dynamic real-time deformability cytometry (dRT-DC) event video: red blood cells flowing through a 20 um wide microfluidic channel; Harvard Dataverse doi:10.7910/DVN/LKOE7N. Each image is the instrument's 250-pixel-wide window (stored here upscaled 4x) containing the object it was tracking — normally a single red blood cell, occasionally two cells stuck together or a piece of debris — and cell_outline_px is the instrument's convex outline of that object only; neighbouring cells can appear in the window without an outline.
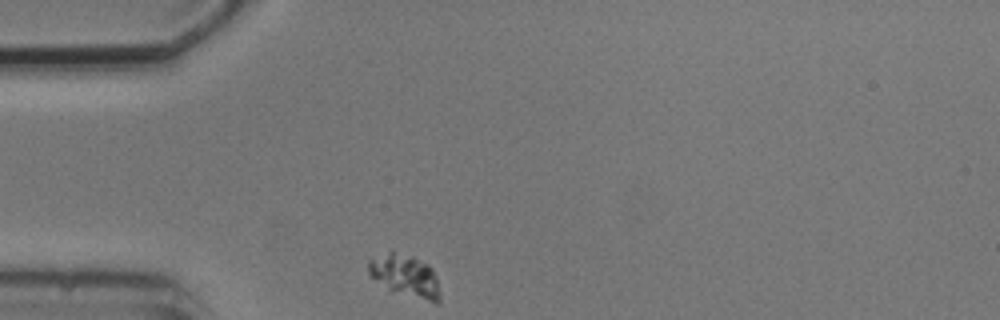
{"species": "common noctule bat (a hibernating species)", "species_latin": "Nyctalus noctula", "temperature_condition": "cold", "stored_images_in_passage": 3, "camera_frame_rate_fps": 3000, "um_per_image_px": 0.085, "animal": {"sex": "male", "body_mass_g": 20.5, "forearm_length_mm": 52.5}, "frame": {"image": 1, "passage_image": 1, "time_ms": 0.0, "image_size_px": [1000, 320], "cell_outline_px": [[440, 304], [436, 304], [388, 288], [368, 276], [368, 260], [388, 252], [392, 252], [412, 256], [432, 268], [436, 280], [440, 296]], "centroid_in_image_um": [34.43, 23.45], "position_along_channel_um": 50.6, "area_um2": 17.11}}
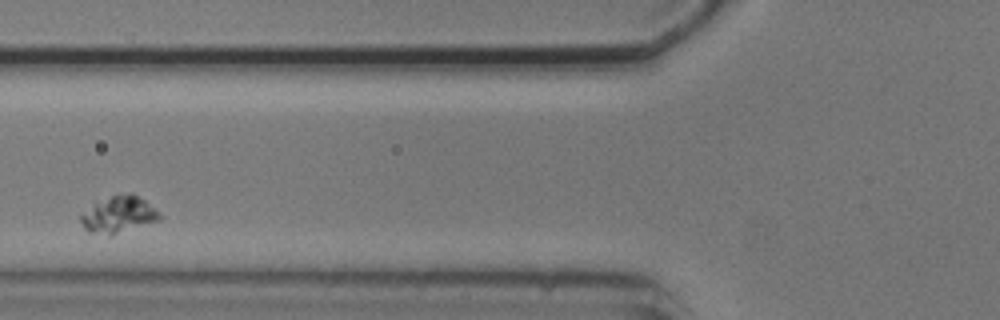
{"frame": {"image": 2, "passage_image": 3, "time_ms": 2.333, "image_size_px": [1000, 320], "cell_outline_px": [[160, 220], [108, 236], [88, 232], [84, 228], [80, 220], [80, 216], [96, 204], [112, 196], [132, 192], [144, 200], [160, 216]], "centroid_in_image_um": [10.07, 18.27], "position_along_channel_um": 115.7, "area_um2": 16.13}}